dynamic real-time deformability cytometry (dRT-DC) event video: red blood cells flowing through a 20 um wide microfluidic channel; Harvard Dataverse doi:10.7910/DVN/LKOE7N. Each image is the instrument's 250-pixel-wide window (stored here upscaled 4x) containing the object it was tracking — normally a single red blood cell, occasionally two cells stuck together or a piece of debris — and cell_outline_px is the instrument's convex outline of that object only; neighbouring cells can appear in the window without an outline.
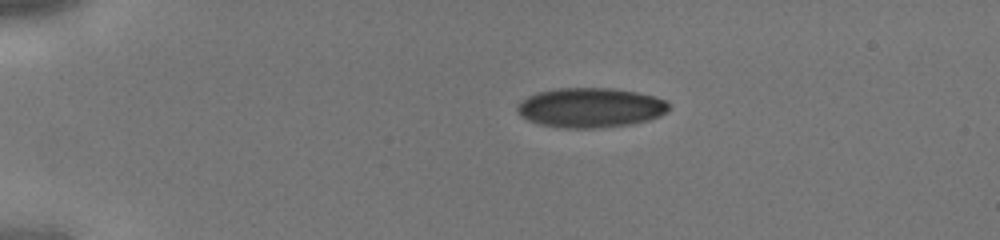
{"species": "human", "species_latin": "Homo sapiens", "temperature_condition": "cold", "stored_images_in_passage": 35, "camera_frame_rate_fps": 3000, "um_per_image_px": 0.085, "donor": {"sex": "male"}, "frame": {"image": 1, "passage_image": 1, "time_ms": 0.0, "image_size_px": [1000, 240], "cell_outline_px": [[668, 108], [660, 116], [648, 120], [632, 124], [600, 128], [560, 128], [540, 124], [528, 120], [520, 116], [516, 112], [516, 104], [520, 100], [536, 92], [556, 88], [612, 88], [636, 92], [652, 96], [664, 100], [668, 104]], "centroid_in_image_um": [50.11, 9.15], "position_along_channel_um": 34.9, "area_um2": 35.26}}
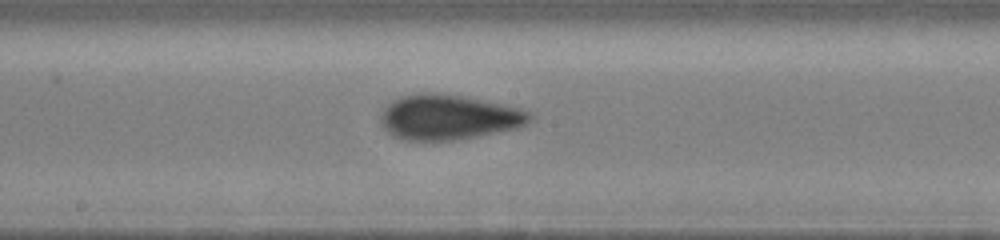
{"frame": {"image": 2, "passage_image": 16, "time_ms": 5.0, "image_size_px": [1000, 240], "cell_outline_px": [[532, 116], [528, 124], [516, 128], [456, 140], [404, 140], [392, 136], [380, 124], [380, 116], [384, 108], [392, 100], [400, 96], [420, 92], [440, 92], [524, 108], [532, 112]], "centroid_in_image_um": [38.12, 9.95], "position_along_channel_um": 210.1, "area_um2": 39.48}}
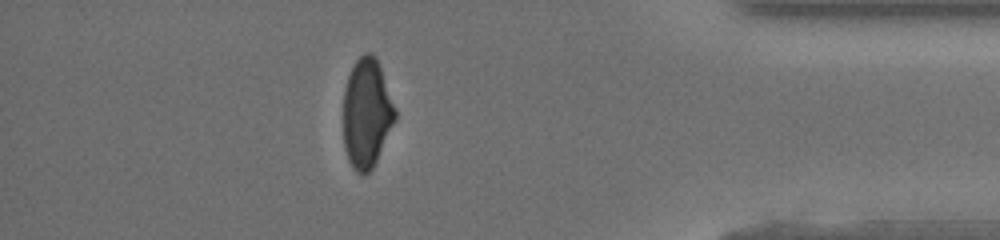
{"frame": {"image": 3, "passage_image": 30, "time_ms": 9.667, "image_size_px": [1000, 240], "cell_outline_px": [[396, 120], [372, 168], [368, 172], [356, 172], [352, 168], [348, 160], [344, 148], [344, 88], [348, 76], [356, 60], [364, 52], [372, 52], [376, 56], [396, 108]], "centroid_in_image_um": [31.17, 9.59], "position_along_channel_um": 404.0, "area_um2": 32.95}}